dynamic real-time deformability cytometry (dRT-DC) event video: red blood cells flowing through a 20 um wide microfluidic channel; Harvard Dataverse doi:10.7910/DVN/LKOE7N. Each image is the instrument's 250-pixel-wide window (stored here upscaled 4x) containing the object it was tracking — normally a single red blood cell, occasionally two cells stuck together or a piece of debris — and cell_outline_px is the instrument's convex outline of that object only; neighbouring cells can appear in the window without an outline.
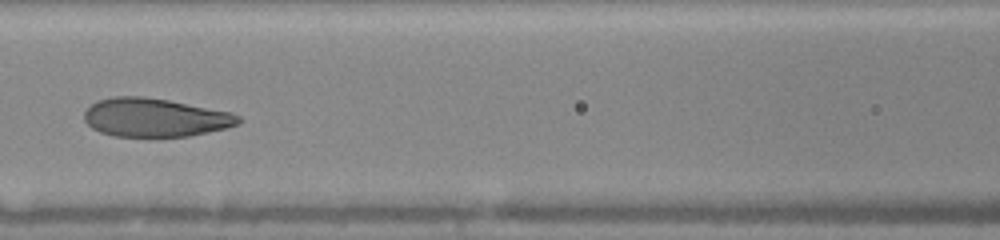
{"species": "human", "species_latin": "Homo sapiens", "temperature_condition": "warm", "stored_images_in_passage": 21, "camera_frame_rate_fps": 3000, "um_per_image_px": 0.085, "donor": {"sex": "female"}, "frame": {"image": 1, "passage_image": 10, "time_ms": 6.0, "image_size_px": [1000, 240], "cell_outline_px": [[244, 120], [240, 124], [228, 128], [188, 136], [116, 136], [100, 132], [92, 128], [84, 120], [84, 112], [96, 100], [112, 96], [144, 96], [168, 100], [232, 112], [240, 116]], "centroid_in_image_um": [13.21, 9.98], "position_along_channel_um": 153.4, "area_um2": 34.8}}
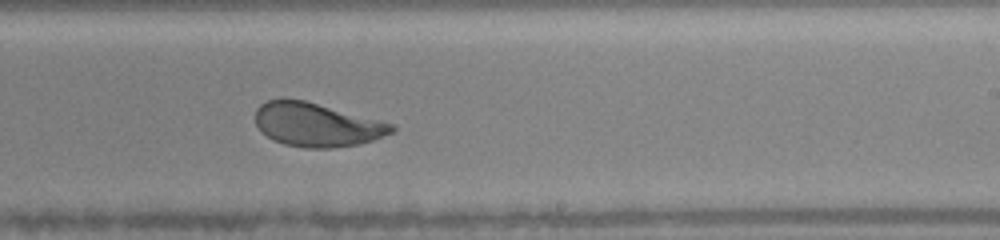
{"frame": {"image": 2, "passage_image": 14, "time_ms": 8.667, "image_size_px": [1000, 240], "cell_outline_px": [[396, 128], [392, 132], [372, 140], [356, 144], [332, 148], [304, 148], [284, 144], [272, 140], [260, 132], [256, 124], [256, 108], [260, 104], [268, 100], [284, 96], [304, 100], [392, 124]], "centroid_in_image_um": [26.82, 10.59], "position_along_channel_um": 262.2, "area_um2": 34.68}}
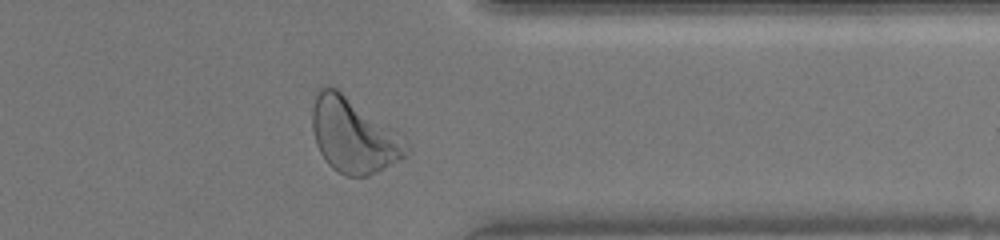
{"frame": {"image": 3, "passage_image": 19, "time_ms": 11.667, "image_size_px": [1000, 240], "cell_outline_px": [[412, 144], [408, 156], [368, 176], [344, 176], [332, 168], [328, 164], [320, 152], [316, 144], [312, 128], [312, 108], [320, 84], [328, 84], [336, 88], [396, 128]], "centroid_in_image_um": [30.11, 11.49], "position_along_channel_um": 381.3, "area_um2": 41.96}, "authors_computed_cell_mechanics": {"area_um2": 36.125, "velocity_mm_per_s": 4.105, "shape_relaxation_time_tau1_ms": 2.2277, "shape_relaxation_time_tau2_ms": 0.9859, "deformation_change_tau1": 0.1394, "deformation_change_tau2": 0.0825}}